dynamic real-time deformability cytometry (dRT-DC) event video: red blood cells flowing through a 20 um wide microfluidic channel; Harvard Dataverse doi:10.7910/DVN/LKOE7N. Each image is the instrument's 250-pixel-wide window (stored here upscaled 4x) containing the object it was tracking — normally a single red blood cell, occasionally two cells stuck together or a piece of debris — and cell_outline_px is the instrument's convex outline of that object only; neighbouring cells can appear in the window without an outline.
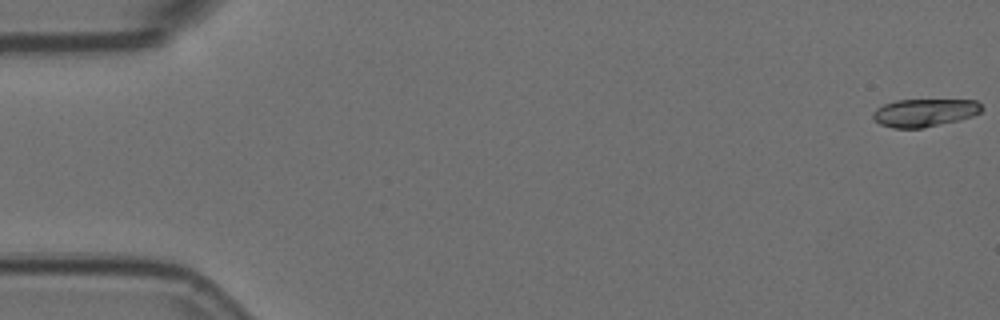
{"species": "Egyptian fruit bat (a non-hibernating species)", "species_latin": "Rousettus aegyptiacus", "temperature_condition": "room temperature", "stored_images_in_passage": 6, "segment_of_instrument_passage": [1, 2], "camera_frame_rate_fps": 3000, "um_per_image_px": 0.085, "animal": {"sex": "female"}, "frame": {"image": 1, "passage_image": 1, "time_ms": 0.0, "image_size_px": [1000, 320], "cell_outline_px": [[984, 108], [980, 112], [972, 116], [956, 120], [920, 128], [892, 128], [880, 124], [872, 116], [872, 112], [876, 108], [884, 104], [896, 100], [976, 100]], "centroid_in_image_um": [78.55, 9.56], "position_along_channel_um": 6.4, "area_um2": 17.46}}
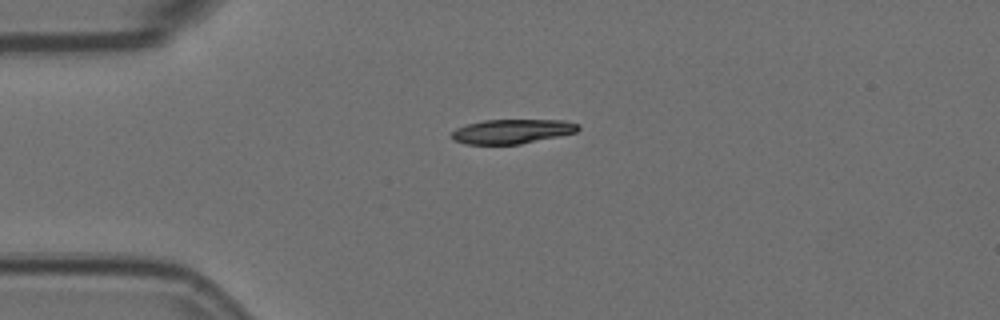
{"frame": {"image": 2, "passage_image": 4, "time_ms": 1.0, "image_size_px": [1000, 320], "cell_outline_px": [[580, 128], [576, 132], [520, 144], [464, 144], [452, 140], [448, 136], [456, 128], [468, 124], [484, 120], [564, 120], [580, 124]], "centroid_in_image_um": [43.48, 11.17], "position_along_channel_um": 41.5, "area_um2": 18.03}}